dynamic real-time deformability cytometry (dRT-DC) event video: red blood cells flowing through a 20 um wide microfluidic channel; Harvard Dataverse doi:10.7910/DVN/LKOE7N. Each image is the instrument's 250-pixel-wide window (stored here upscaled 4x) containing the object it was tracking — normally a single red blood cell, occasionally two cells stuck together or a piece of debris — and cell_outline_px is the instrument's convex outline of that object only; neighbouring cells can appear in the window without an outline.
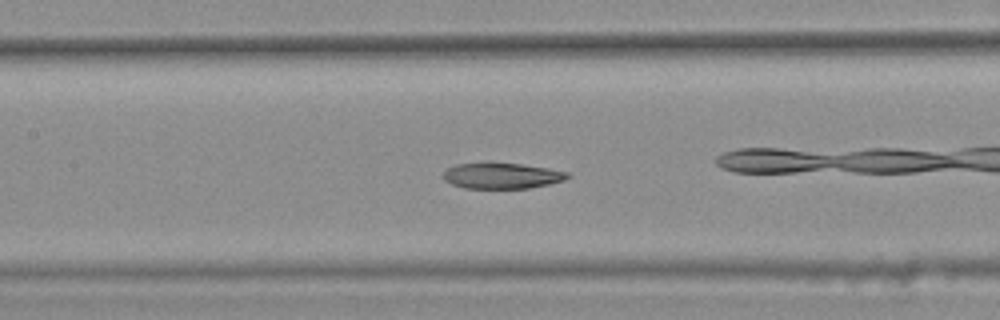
{"species": "common noctule bat (a hibernating species)", "species_latin": "Nyctalus noctula", "temperature_condition": "warm", "stored_images_in_passage": 40, "camera_frame_rate_fps": 3000, "um_per_image_px": 0.085, "animal": {"sex": "female", "body_mass_g": 25.1}, "frame": {"image": 1, "passage_image": 18, "time_ms": 5.667, "image_size_px": [1000, 320], "cell_outline_px": [[572, 176], [564, 180], [548, 184], [528, 188], [464, 188], [452, 184], [444, 180], [440, 176], [448, 168], [456, 164], [488, 160], [520, 164], [548, 168], [568, 172]], "centroid_in_image_um": [42.6, 14.9], "position_along_channel_um": 164.8, "area_um2": 19.31}, "authors_computed_cell_mechanics": {"area_um2": 20.23, "velocity_mm_per_s": 3.7815, "shape_relaxation_time_tau1_ms": null, "shape_relaxation_time_tau2_ms": 2.866, "deformation_change_tau1": null, "deformation_change_tau2": 0.0892}}